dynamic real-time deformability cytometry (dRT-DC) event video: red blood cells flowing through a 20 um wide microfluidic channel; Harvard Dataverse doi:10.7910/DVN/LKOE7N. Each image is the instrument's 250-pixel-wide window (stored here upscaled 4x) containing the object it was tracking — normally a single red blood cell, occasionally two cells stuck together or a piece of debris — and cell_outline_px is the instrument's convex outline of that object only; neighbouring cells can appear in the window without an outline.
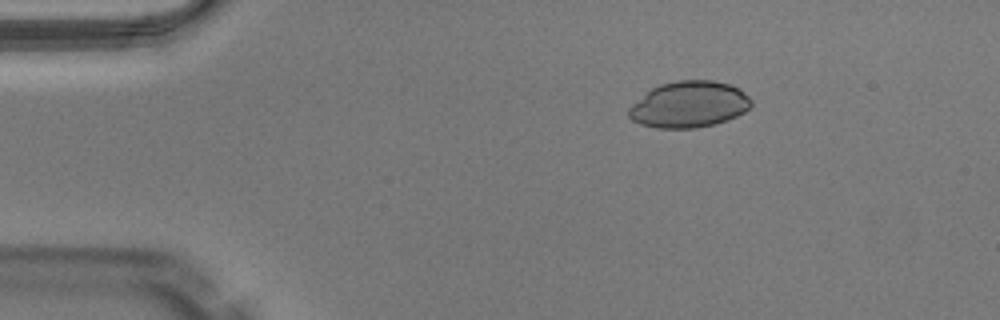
{"species": "Egyptian fruit bat (a non-hibernating species)", "species_latin": "Rousettus aegyptiacus", "temperature_condition": "warm", "stored_images_in_passage": 42, "camera_frame_rate_fps": 3000, "um_per_image_px": 0.085, "animal": {"sex": "male"}, "frame": {"image": 1, "passage_image": 1, "time_ms": 0.0, "image_size_px": [1000, 320], "cell_outline_px": [[752, 104], [744, 112], [728, 120], [716, 124], [696, 128], [656, 128], [640, 124], [632, 120], [628, 116], [628, 108], [632, 104], [652, 88], [660, 84], [676, 80], [712, 80], [732, 84], [748, 96], [752, 100]], "centroid_in_image_um": [58.57, 8.88], "position_along_channel_um": 26.4, "area_um2": 33.18}}
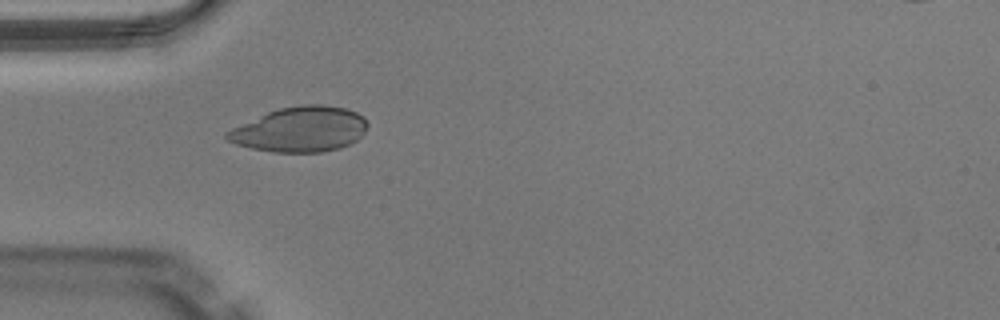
{"frame": {"image": 2, "passage_image": 8, "time_ms": 2.333, "image_size_px": [1000, 320], "cell_outline_px": [[368, 124], [364, 132], [356, 140], [340, 148], [320, 152], [272, 152], [252, 148], [236, 144], [228, 140], [224, 136], [224, 132], [232, 128], [268, 112], [280, 108], [300, 104], [320, 104], [344, 108], [356, 112], [364, 116]], "centroid_in_image_um": [25.52, 10.99], "position_along_channel_um": 59.5, "area_um2": 36.76}}
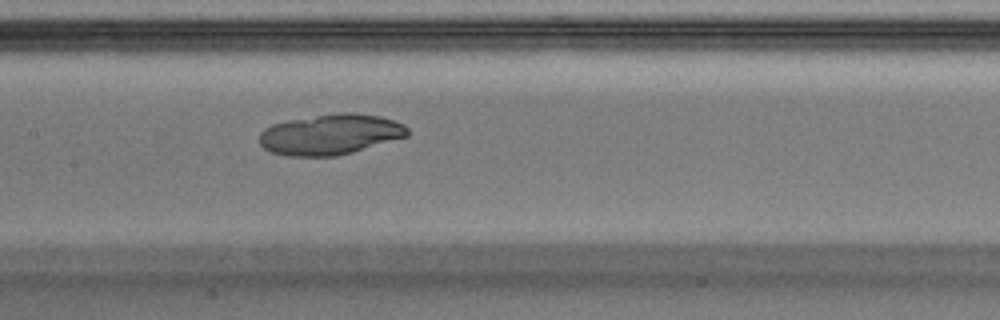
{"frame": {"image": 3, "passage_image": 17, "time_ms": 5.333, "image_size_px": [1000, 320], "cell_outline_px": [[408, 136], [352, 152], [336, 156], [288, 156], [272, 152], [264, 148], [260, 144], [260, 132], [264, 128], [272, 124], [292, 120], [344, 112], [356, 112], [380, 116], [404, 124], [408, 128]], "centroid_in_image_um": [28.09, 11.43], "position_along_channel_um": 179.3, "area_um2": 34.68}}